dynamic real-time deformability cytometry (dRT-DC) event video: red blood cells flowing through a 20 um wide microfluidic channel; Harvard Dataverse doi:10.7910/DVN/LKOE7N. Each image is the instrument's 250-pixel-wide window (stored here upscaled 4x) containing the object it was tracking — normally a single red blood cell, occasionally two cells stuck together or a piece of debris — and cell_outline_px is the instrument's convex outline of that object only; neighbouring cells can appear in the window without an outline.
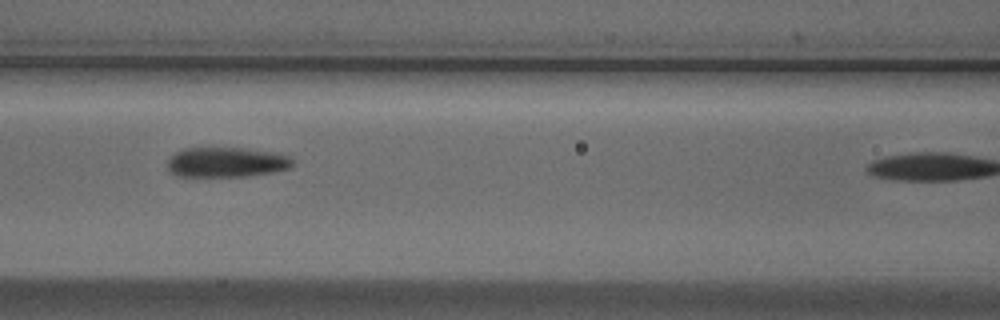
{"species": "Egyptian fruit bat (a non-hibernating species)", "species_latin": "Rousettus aegyptiacus", "temperature_condition": "cold", "stored_images_in_passage": 7, "camera_frame_rate_fps": 3000, "um_per_image_px": 0.085, "animal": {"sex": "male"}, "frame": {"image": 1, "passage_image": 5, "time_ms": 1.333, "image_size_px": [1000, 320], "cell_outline_px": [[296, 164], [288, 168], [272, 172], [244, 176], [176, 176], [168, 172], [168, 160], [176, 152], [184, 148], [240, 148], [280, 152], [288, 156]], "centroid_in_image_um": [19.25, 13.78], "position_along_channel_um": 147.3, "area_um2": 21.91}}